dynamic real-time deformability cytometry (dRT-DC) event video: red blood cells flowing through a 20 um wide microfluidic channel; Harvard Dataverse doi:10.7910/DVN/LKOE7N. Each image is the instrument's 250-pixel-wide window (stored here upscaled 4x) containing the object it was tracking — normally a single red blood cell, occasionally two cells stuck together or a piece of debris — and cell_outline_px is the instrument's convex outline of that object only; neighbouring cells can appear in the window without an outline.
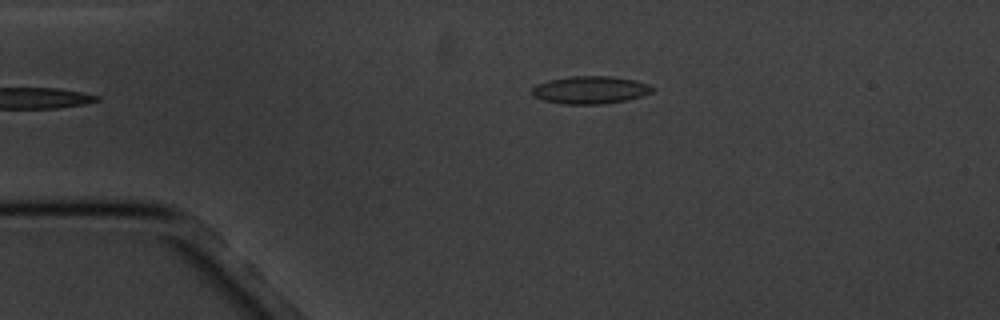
{"species": "common noctule bat (a hibernating species)", "species_latin": "Nyctalus noctula", "temperature_condition": "cold", "stored_images_in_passage": 4, "camera_frame_rate_fps": 3000, "um_per_image_px": 0.085, "animal": {"sex": "male", "body_mass_g": 20.1, "forearm_length_mm": 53.5}, "frame": {"image": 1, "passage_image": 4, "time_ms": 3.333, "image_size_px": [1000, 320], "cell_outline_px": [[652, 92], [640, 96], [624, 100], [600, 104], [564, 104], [544, 100], [532, 96], [532, 88], [536, 84], [548, 80], [572, 76], [612, 76], [632, 80], [648, 84], [652, 88]], "centroid_in_image_um": [50.11, 7.64], "position_along_channel_um": 34.9, "area_um2": 19.13}}